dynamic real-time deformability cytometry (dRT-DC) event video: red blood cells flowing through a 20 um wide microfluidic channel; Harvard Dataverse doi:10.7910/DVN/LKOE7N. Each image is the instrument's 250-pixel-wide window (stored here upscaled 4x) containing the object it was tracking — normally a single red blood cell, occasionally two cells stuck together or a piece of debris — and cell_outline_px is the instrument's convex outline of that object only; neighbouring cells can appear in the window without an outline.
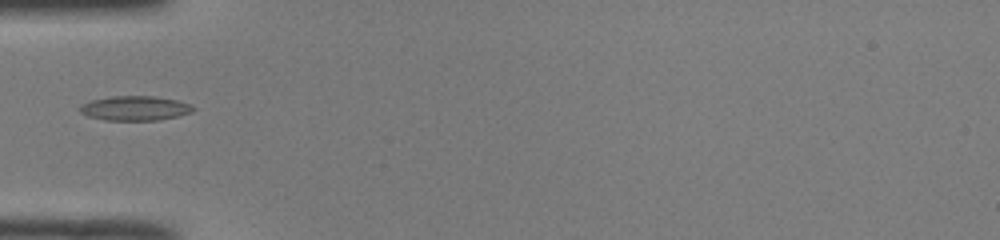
{"species": "common noctule bat (a hibernating species)", "species_latin": "Nyctalus noctula", "temperature_condition": "room temperature", "stored_images_in_passage": 34, "camera_frame_rate_fps": 3000, "um_per_image_px": 0.085, "animal": {"sex": "male", "body_mass_g": 19.0, "forearm_length_mm": 50.8}, "frame": {"image": 1, "passage_image": 1, "time_ms": 0.0, "image_size_px": [1000, 240], "cell_outline_px": [[196, 108], [192, 112], [160, 120], [104, 120], [88, 116], [80, 112], [80, 104], [92, 100], [112, 96], [156, 96], [176, 100], [192, 104]], "centroid_in_image_um": [11.49, 9.19], "position_along_channel_um": 73.5, "area_um2": 16.24}}
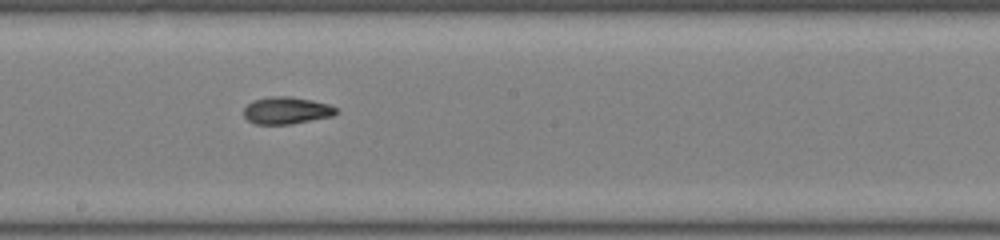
{"frame": {"image": 2, "passage_image": 12, "time_ms": 3.667, "image_size_px": [1000, 240], "cell_outline_px": [[340, 112], [332, 116], [288, 124], [256, 124], [248, 120], [244, 116], [244, 108], [252, 100], [272, 96], [288, 96], [312, 100], [328, 104], [336, 108]], "centroid_in_image_um": [24.35, 9.38], "position_along_channel_um": 223.9, "area_um2": 14.51}}
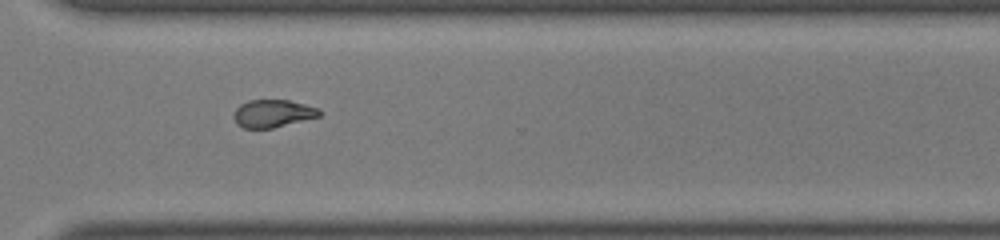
{"frame": {"image": 3, "passage_image": 21, "time_ms": 6.667, "image_size_px": [1000, 240], "cell_outline_px": [[324, 112], [320, 116], [272, 128], [244, 128], [236, 124], [232, 116], [236, 108], [240, 104], [248, 100], [288, 100], [320, 108]], "centroid_in_image_um": [23.19, 9.64], "position_along_channel_um": 347.4, "area_um2": 13.93}}